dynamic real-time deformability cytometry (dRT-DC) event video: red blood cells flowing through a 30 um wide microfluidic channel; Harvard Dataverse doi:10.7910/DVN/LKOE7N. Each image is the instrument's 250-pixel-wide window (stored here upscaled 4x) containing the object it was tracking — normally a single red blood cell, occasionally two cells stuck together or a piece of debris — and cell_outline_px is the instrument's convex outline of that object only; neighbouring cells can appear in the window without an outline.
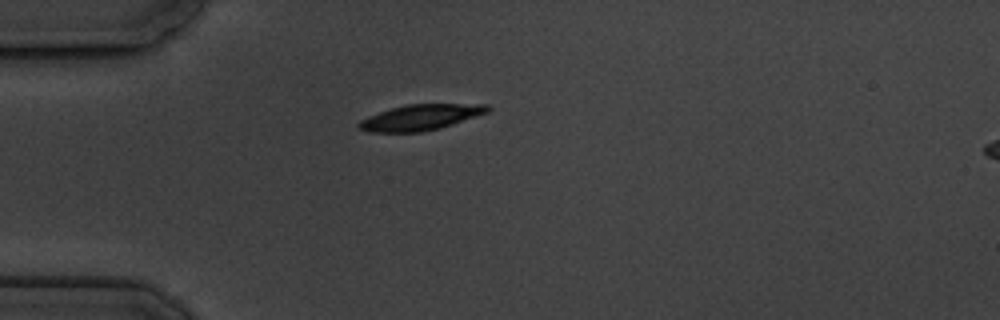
{"species": "common noctule bat (a hibernating species)", "species_latin": "Nyctalus noctula", "temperature_condition": "cold", "stored_images_in_passage": 1, "camera_frame_rate_fps": 3000, "um_per_image_px": 0.085, "animal": {"sex": "male", "body_mass_g": 19.5, "forearm_length_mm": 54.6}, "frame": {"image": 1, "passage_image": 1, "time_ms": 0.0, "image_size_px": [1000, 320], "cell_outline_px": [[492, 108], [488, 112], [440, 128], [420, 132], [368, 132], [360, 128], [356, 124], [360, 120], [368, 116], [404, 104], [488, 104]], "centroid_in_image_um": [35.74, 9.97], "position_along_channel_um": 49.3, "area_um2": 19.19}}